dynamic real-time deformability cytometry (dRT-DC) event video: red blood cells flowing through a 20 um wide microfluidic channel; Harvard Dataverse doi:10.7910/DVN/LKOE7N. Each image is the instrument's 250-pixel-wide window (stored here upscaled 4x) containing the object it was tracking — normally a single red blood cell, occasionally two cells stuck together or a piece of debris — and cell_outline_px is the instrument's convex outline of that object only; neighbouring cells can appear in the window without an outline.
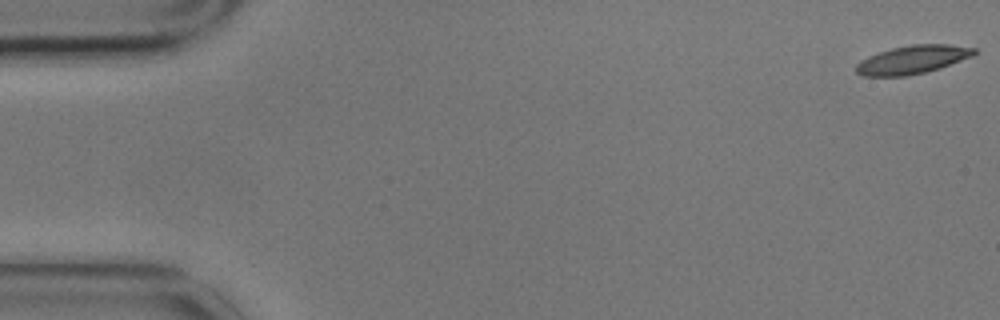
{"species": "common noctule bat (a hibernating species)", "species_latin": "Nyctalus noctula", "temperature_condition": "cold", "stored_images_in_passage": 5, "camera_frame_rate_fps": 3000, "um_per_image_px": 0.085, "animal": {"sex": "male", "body_mass_g": 17.9}, "frame": {"image": 1, "passage_image": 1, "time_ms": 0.0, "image_size_px": [1000, 320], "cell_outline_px": [[976, 52], [972, 56], [940, 68], [908, 76], [864, 76], [856, 72], [856, 64], [860, 60], [868, 56], [892, 48], [912, 44], [948, 44], [976, 48]], "centroid_in_image_um": [77.55, 5.07], "position_along_channel_um": 7.4, "area_um2": 19.42}}
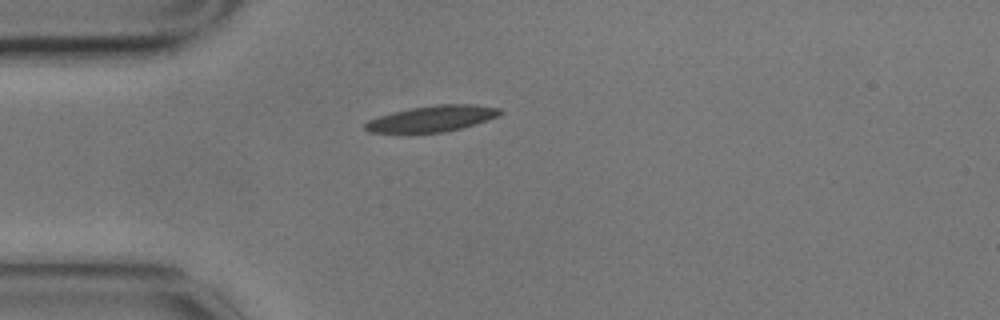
{"frame": {"image": 2, "passage_image": 5, "time_ms": 1.333, "image_size_px": [1000, 320], "cell_outline_px": [[504, 112], [496, 116], [460, 128], [444, 132], [368, 132], [364, 128], [364, 124], [368, 120], [392, 112], [412, 108], [436, 104], [476, 104], [500, 108]], "centroid_in_image_um": [36.72, 10.06], "position_along_channel_um": 48.3, "area_um2": 20.06}}